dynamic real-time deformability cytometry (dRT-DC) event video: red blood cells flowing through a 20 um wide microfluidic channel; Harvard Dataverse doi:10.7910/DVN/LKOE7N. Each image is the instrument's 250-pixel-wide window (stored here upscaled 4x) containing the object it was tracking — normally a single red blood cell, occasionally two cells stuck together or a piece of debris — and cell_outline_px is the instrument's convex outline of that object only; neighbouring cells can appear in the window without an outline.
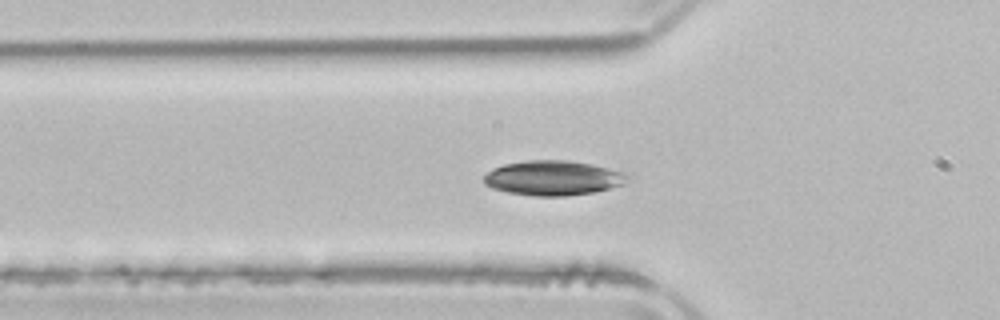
{"species": "common noctule bat (a hibernating species)", "species_latin": "Nyctalus noctula", "temperature_condition": "room temperature", "stored_images_in_passage": 40, "camera_frame_rate_fps": 3000, "um_per_image_px": 0.085, "animal": {"sex": "male", "body_mass_g": 21.5, "forearm_length_mm": 52.0}, "frame": {"image": 1, "passage_image": 9, "time_ms": 2.667, "image_size_px": [1000, 320], "cell_outline_px": [[632, 172], [624, 184], [592, 192], [564, 196], [532, 196], [508, 192], [492, 188], [484, 184], [484, 176], [492, 168], [504, 164], [528, 160], [568, 160], [592, 164]], "centroid_in_image_um": [47.05, 15.11], "position_along_channel_um": 78.7, "area_um2": 29.36}}
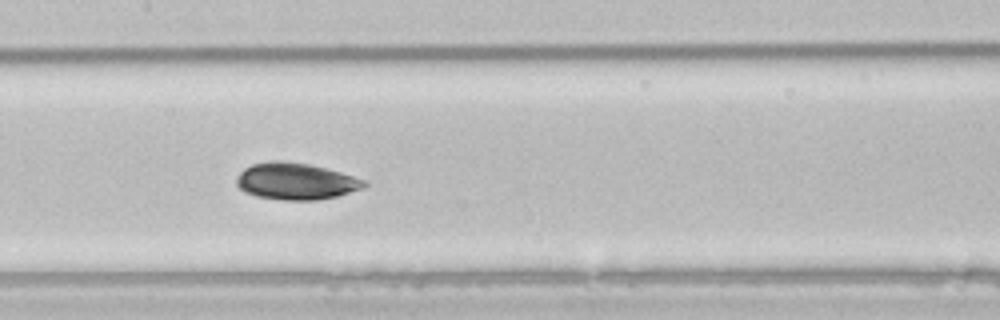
{"frame": {"image": 2, "passage_image": 17, "time_ms": 5.333, "image_size_px": [1000, 320], "cell_outline_px": [[368, 184], [364, 188], [336, 196], [316, 200], [284, 200], [256, 196], [244, 192], [236, 184], [236, 176], [244, 168], [252, 164], [268, 160], [280, 160], [308, 164], [340, 172], [364, 180]], "centroid_in_image_um": [25.1, 15.4], "position_along_channel_um": 182.3, "area_um2": 27.28}}
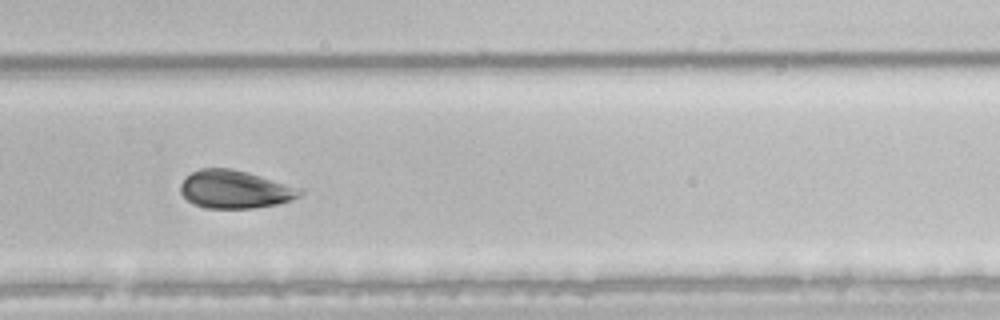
{"frame": {"image": 3, "passage_image": 27, "time_ms": 8.667, "image_size_px": [1000, 320], "cell_outline_px": [[304, 192], [300, 196], [280, 204], [252, 208], [204, 208], [192, 204], [180, 192], [180, 184], [192, 172], [200, 168], [232, 168], [248, 172], [304, 188]], "centroid_in_image_um": [20.01, 16.09], "position_along_channel_um": 309.8, "area_um2": 26.76}, "authors_computed_cell_mechanics": {"area_um2": 28.322, "velocity_mm_per_s": 3.8517, "shape_relaxation_time_tau1_ms": 6.0588, "shape_relaxation_time_tau2_ms": 7.4008, "deformation_change_tau1": 0.1286, "deformation_change_tau2": 0.1133}}